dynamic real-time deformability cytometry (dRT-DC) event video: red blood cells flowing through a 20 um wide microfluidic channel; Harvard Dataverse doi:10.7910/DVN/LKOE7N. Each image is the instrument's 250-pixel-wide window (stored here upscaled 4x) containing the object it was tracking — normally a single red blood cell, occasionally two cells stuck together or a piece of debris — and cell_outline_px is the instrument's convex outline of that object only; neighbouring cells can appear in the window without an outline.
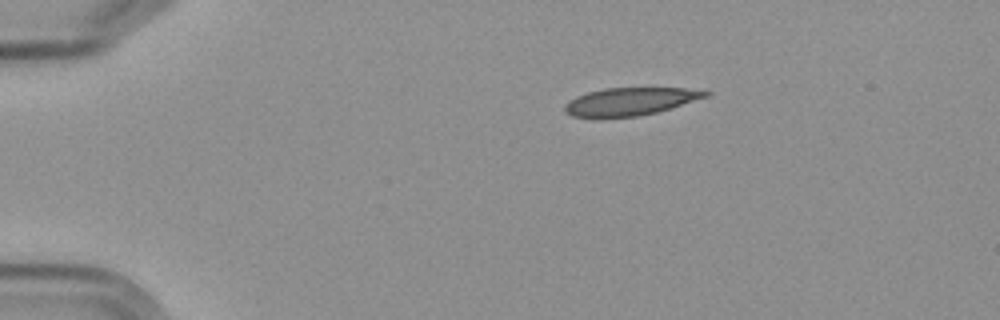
{"species": "Egyptian fruit bat (a non-hibernating species)", "species_latin": "Rousettus aegyptiacus", "temperature_condition": "cold", "stored_images_in_passage": 3, "camera_frame_rate_fps": 3000, "um_per_image_px": 0.085, "frame": {"image": 1, "passage_image": 1, "time_ms": 0.0, "image_size_px": [1000, 320], "cell_outline_px": [[712, 92], [708, 96], [656, 112], [636, 116], [572, 116], [564, 112], [564, 104], [568, 100], [576, 96], [588, 92], [604, 88], [684, 88]], "centroid_in_image_um": [53.53, 8.6], "position_along_channel_um": 31.5, "area_um2": 22.25}}